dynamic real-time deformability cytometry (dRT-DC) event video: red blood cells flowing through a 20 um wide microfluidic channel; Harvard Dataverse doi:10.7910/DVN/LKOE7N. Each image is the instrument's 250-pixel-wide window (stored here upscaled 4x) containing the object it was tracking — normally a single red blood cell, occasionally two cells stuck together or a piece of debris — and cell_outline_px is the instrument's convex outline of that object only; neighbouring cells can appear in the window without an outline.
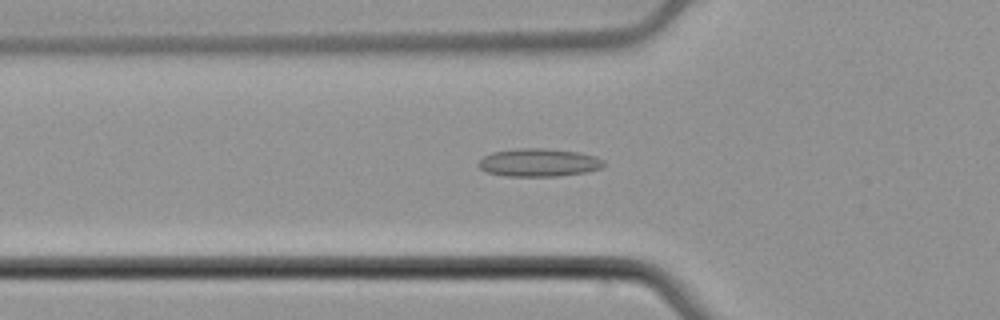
{"species": "common noctule bat (a hibernating species)", "species_latin": "Nyctalus noctula", "temperature_condition": "cold", "stored_images_in_passage": 52, "camera_frame_rate_fps": 3000, "um_per_image_px": 0.085, "animal": {"sex": "male", "body_mass_g": 21.5, "forearm_length_mm": 52.0}, "frame": {"image": 1, "passage_image": 18, "time_ms": 5.667, "image_size_px": [1000, 320], "cell_outline_px": [[604, 164], [600, 168], [588, 172], [556, 176], [508, 176], [484, 172], [476, 164], [484, 156], [492, 152], [520, 148], [544, 148], [580, 152], [596, 156], [604, 160]], "centroid_in_image_um": [45.79, 13.81], "position_along_channel_um": 80.0, "area_um2": 20.58}}
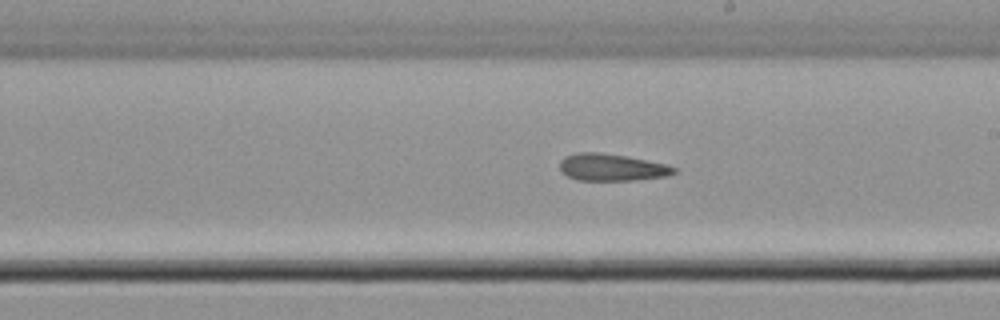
{"frame": {"image": 2, "passage_image": 30, "time_ms": 9.667, "image_size_px": [1000, 320], "cell_outline_px": [[676, 172], [668, 176], [632, 180], [580, 180], [568, 176], [560, 168], [560, 160], [564, 156], [576, 152], [600, 152], [628, 156], [668, 164], [676, 168]], "centroid_in_image_um": [52.02, 14.2], "position_along_channel_um": 237.0, "area_um2": 18.09}}
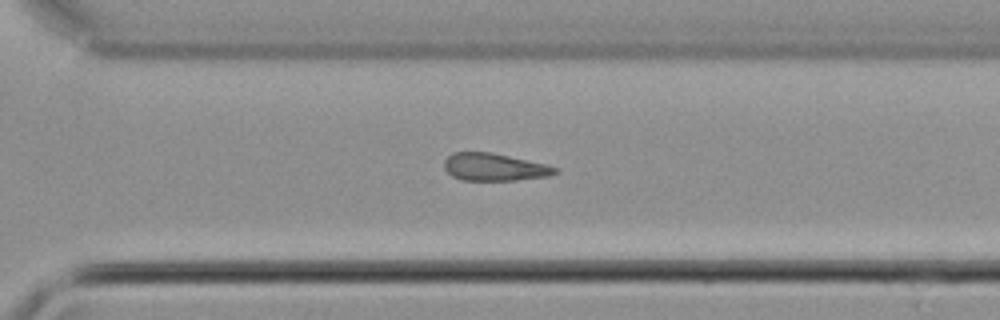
{"frame": {"image": 3, "passage_image": 37, "time_ms": 12.0, "image_size_px": [1000, 320], "cell_outline_px": [[560, 172], [548, 176], [516, 180], [460, 180], [452, 176], [444, 168], [444, 160], [452, 152], [492, 152], [544, 164], [560, 168]], "centroid_in_image_um": [42.01, 14.2], "position_along_channel_um": 328.6, "area_um2": 17.8}, "authors_computed_cell_mechanics": {"area_um2": 18.6694, "velocity_mm_per_s": 3.9211, "shape_relaxation_time_tau1_ms": 6.4772, "shape_relaxation_time_tau2_ms": 2.5275, "deformation_change_tau1": 0.0838, "deformation_change_tau2": 0.1105}}